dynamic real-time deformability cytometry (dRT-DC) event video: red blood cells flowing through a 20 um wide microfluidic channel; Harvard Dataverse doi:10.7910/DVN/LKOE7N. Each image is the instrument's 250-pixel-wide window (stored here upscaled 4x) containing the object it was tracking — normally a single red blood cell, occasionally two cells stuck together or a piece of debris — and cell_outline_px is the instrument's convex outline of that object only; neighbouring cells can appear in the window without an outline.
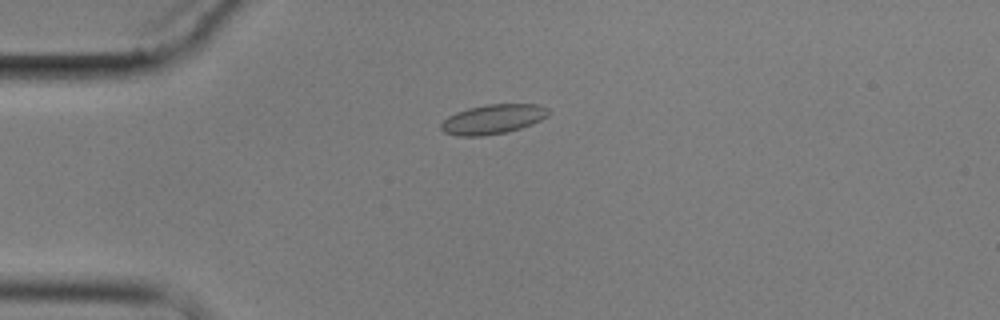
{"species": "common noctule bat (a hibernating species)", "species_latin": "Nyctalus noctula", "temperature_condition": "cold", "stored_images_in_passage": 1, "camera_frame_rate_fps": 3000, "um_per_image_px": 0.085, "animal": {"sex": "male", "body_mass_g": 17.9}, "frame": {"image": 1, "passage_image": 1, "time_ms": 0.0, "image_size_px": [1000, 320], "cell_outline_px": [[548, 116], [532, 124], [508, 132], [480, 136], [460, 136], [444, 132], [440, 128], [440, 124], [448, 116], [456, 112], [468, 108], [488, 104], [540, 104], [548, 108]], "centroid_in_image_um": [41.9, 10.13], "position_along_channel_um": 43.1, "area_um2": 18.5}}